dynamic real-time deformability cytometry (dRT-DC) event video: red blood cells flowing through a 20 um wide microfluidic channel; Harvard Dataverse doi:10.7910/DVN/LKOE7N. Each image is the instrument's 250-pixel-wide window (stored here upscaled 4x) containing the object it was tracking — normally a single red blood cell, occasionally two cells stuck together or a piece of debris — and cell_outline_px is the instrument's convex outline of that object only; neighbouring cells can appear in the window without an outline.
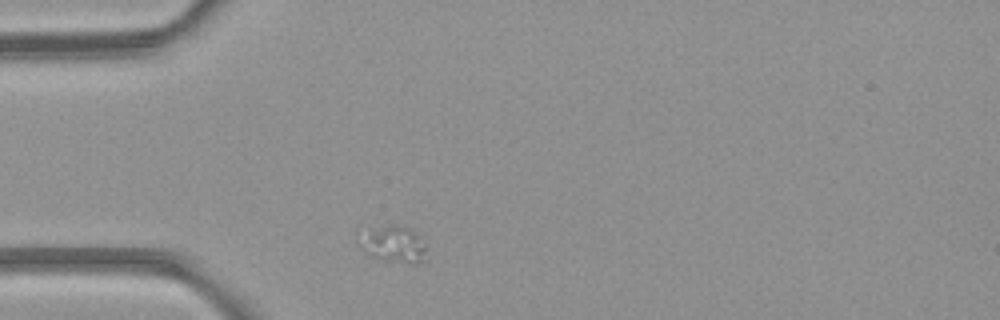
{"species": "common noctule bat (a hibernating species)", "species_latin": "Nyctalus noctula", "temperature_condition": "room temperature", "stored_images_in_passage": 2, "camera_frame_rate_fps": 3000, "um_per_image_px": 0.085, "animal": {"sex": "female", "body_mass_g": 21.9}, "frame": {"image": 1, "passage_image": 1, "time_ms": 0.0, "image_size_px": [1000, 320], "cell_outline_px": [[428, 248], [424, 260], [416, 264], [412, 264], [384, 260], [372, 256], [360, 248], [356, 232], [356, 228], [392, 224], [404, 224], [420, 232], [424, 236]], "centroid_in_image_um": [33.43, 20.66], "position_along_channel_um": 51.6, "area_um2": 15.95}}